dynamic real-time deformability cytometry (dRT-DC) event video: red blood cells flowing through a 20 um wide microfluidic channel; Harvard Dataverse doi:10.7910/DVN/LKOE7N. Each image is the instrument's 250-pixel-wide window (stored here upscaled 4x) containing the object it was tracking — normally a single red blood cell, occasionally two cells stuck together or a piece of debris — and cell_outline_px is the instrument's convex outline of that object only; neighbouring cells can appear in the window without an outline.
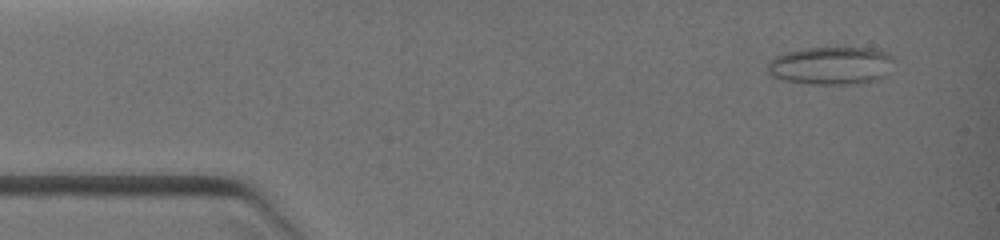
{"species": "common noctule bat (a hibernating species)", "species_latin": "Nyctalus noctula", "temperature_condition": "warm", "stored_images_in_passage": 12, "camera_frame_rate_fps": 3000, "um_per_image_px": 0.085, "animal": {"sex": "female", "body_mass_g": 19.0, "forearm_length_mm": 51.5}, "frame": {"image": 1, "passage_image": 3, "time_ms": 0.667, "image_size_px": [1000, 240], "cell_outline_px": [[896, 60], [892, 72], [888, 76], [880, 80], [860, 84], [804, 84], [780, 80], [772, 76], [768, 72], [768, 60], [784, 52], [804, 48], [872, 48], [888, 52]], "centroid_in_image_um": [70.72, 5.59], "position_along_channel_um": 14.3, "area_um2": 28.96}}
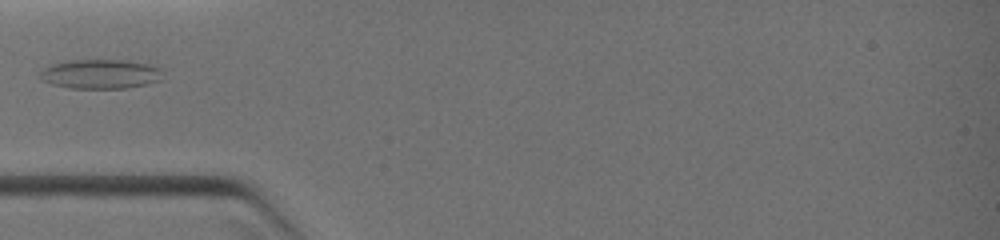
{"frame": {"image": 2, "passage_image": 9, "time_ms": 3.667, "image_size_px": [1000, 240], "cell_outline_px": [[160, 80], [148, 84], [124, 88], [72, 88], [52, 84], [40, 80], [40, 72], [48, 64], [72, 60], [124, 60], [148, 64], [160, 68]], "centroid_in_image_um": [8.49, 6.29], "position_along_channel_um": 76.5, "area_um2": 20.92}}
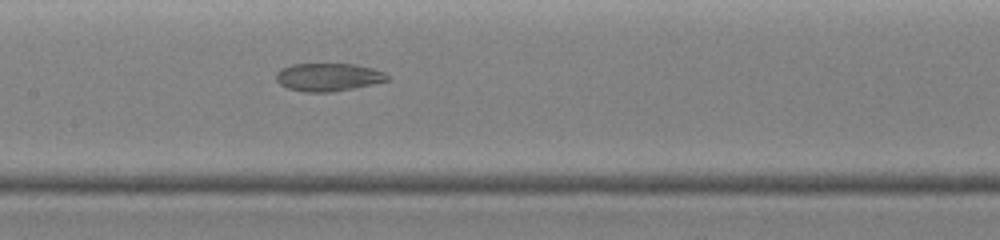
{"frame": {"image": 3, "passage_image": 12, "time_ms": 5.667, "image_size_px": [1000, 240], "cell_outline_px": [[392, 80], [332, 92], [304, 92], [288, 88], [280, 84], [276, 80], [276, 72], [280, 68], [292, 64], [356, 64], [388, 72]], "centroid_in_image_um": [27.94, 6.55], "position_along_channel_um": 179.5, "area_um2": 18.38}}